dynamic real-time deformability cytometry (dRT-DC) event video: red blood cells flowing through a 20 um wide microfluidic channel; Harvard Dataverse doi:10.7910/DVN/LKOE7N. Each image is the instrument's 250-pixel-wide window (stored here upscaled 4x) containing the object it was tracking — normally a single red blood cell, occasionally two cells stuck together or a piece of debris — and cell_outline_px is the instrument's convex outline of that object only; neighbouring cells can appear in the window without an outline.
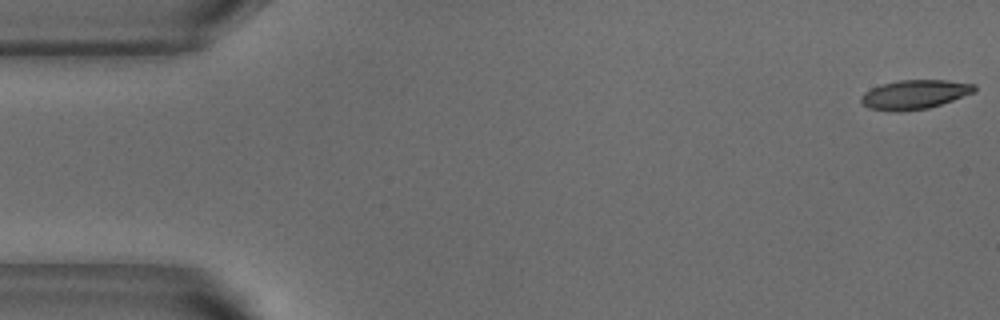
{"species": "common noctule bat (a hibernating species)", "species_latin": "Nyctalus noctula", "temperature_condition": "warm", "stored_images_in_passage": 52, "camera_frame_rate_fps": 3000, "um_per_image_px": 0.085, "animal": {"sex": "male", "body_mass_g": 18.8}, "frame": {"image": 1, "passage_image": 1, "time_ms": 0.0, "image_size_px": [1000, 320], "cell_outline_px": [[976, 92], [928, 108], [900, 112], [892, 112], [868, 108], [860, 104], [860, 96], [864, 92], [872, 88], [884, 84], [900, 80], [944, 80], [976, 84]], "centroid_in_image_um": [77.71, 8.04], "position_along_channel_um": 7.3, "area_um2": 19.36}}
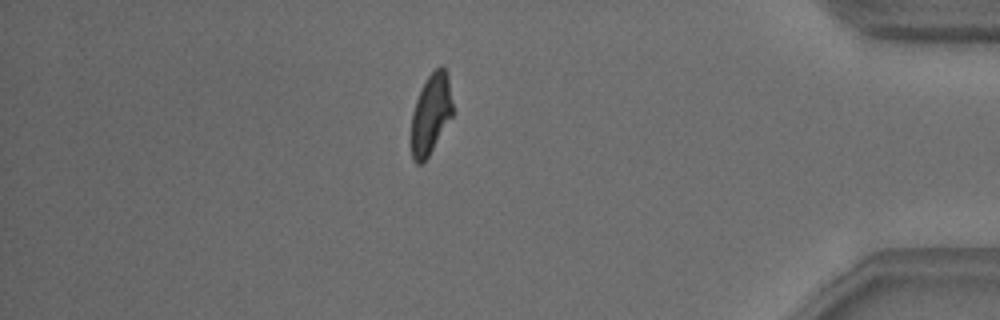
{"frame": {"image": 2, "passage_image": 45, "time_ms": 14.667, "image_size_px": [1000, 320], "cell_outline_px": [[452, 116], [428, 156], [420, 164], [416, 164], [412, 160], [412, 112], [416, 100], [428, 76], [440, 64], [448, 72], [452, 104]], "centroid_in_image_um": [36.63, 9.67], "position_along_channel_um": 398.6, "area_um2": 19.02}}
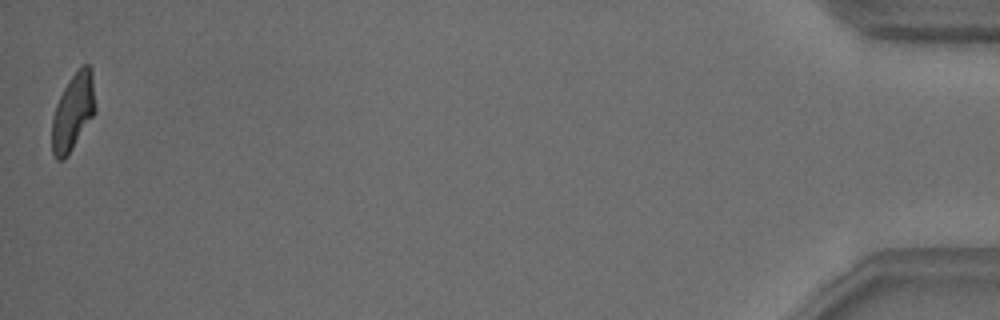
{"frame": {"image": 3, "passage_image": 52, "time_ms": 17.0, "image_size_px": [1000, 320], "cell_outline_px": [[96, 112], [68, 156], [64, 160], [56, 160], [52, 152], [52, 116], [56, 104], [68, 80], [84, 64], [88, 64], [92, 68], [96, 108]], "centroid_in_image_um": [6.22, 9.53], "position_along_channel_um": 429.0, "area_um2": 19.65}, "authors_computed_cell_mechanics": {"area_um2": 20.1433, "velocity_mm_per_s": 3.8149, "shape_relaxation_time_tau1_ms": 5.5419, "shape_relaxation_time_tau2_ms": 1.7569, "deformation_change_tau1": 0.1956, "deformation_change_tau2": 0.1031}}